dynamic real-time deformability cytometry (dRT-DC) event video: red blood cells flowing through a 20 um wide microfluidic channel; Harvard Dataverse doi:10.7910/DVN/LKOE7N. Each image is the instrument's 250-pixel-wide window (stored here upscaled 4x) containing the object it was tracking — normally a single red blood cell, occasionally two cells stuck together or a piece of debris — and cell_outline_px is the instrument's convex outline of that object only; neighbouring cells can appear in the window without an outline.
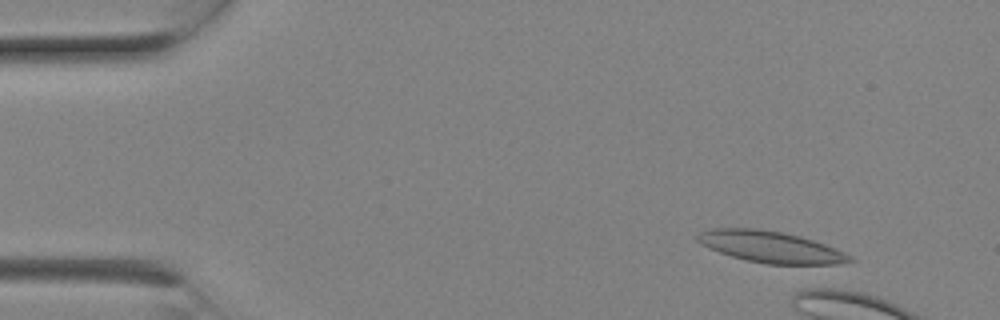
{"species": "Egyptian fruit bat (a non-hibernating species)", "species_latin": "Rousettus aegyptiacus", "temperature_condition": "room temperature", "stored_images_in_passage": 4, "camera_frame_rate_fps": 3000, "um_per_image_px": 0.085, "animal": {"sex": "female"}, "frame": {"image": 1, "passage_image": 2, "time_ms": 0.333, "image_size_px": [1000, 320], "cell_outline_px": [[856, 260], [840, 264], [768, 264], [748, 260], [732, 256], [720, 252], [700, 244], [696, 240], [696, 236], [700, 232], [712, 228], [760, 228], [784, 232], [800, 236], [824, 244], [844, 252], [852, 256]], "centroid_in_image_um": [65.51, 20.98], "position_along_channel_um": 19.5, "area_um2": 27.86}}